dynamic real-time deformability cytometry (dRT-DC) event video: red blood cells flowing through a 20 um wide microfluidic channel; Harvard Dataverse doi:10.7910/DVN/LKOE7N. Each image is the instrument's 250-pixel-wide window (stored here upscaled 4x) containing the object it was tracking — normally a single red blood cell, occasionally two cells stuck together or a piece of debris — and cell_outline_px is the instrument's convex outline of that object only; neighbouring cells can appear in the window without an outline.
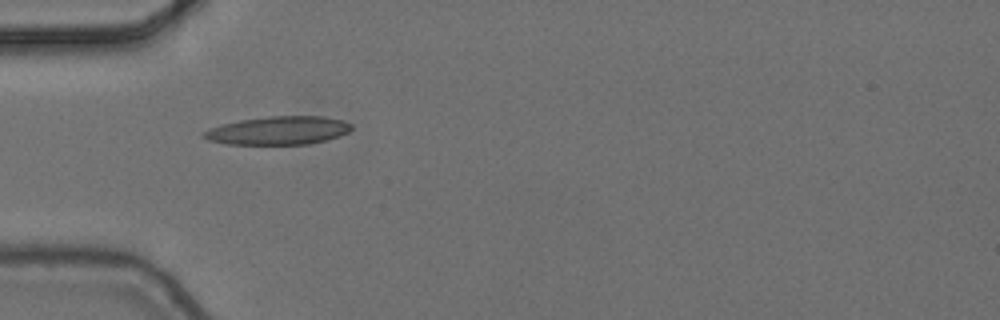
{"species": "common noctule bat (a hibernating species)", "species_latin": "Nyctalus noctula", "temperature_condition": "cold", "stored_images_in_passage": 4, "camera_frame_rate_fps": 3000, "um_per_image_px": 0.085, "animal": {"sex": "female", "body_mass_g": 24.6, "forearm_length_mm": 56.2}, "frame": {"image": 1, "passage_image": 4, "time_ms": 1.0, "image_size_px": [1000, 320], "cell_outline_px": [[352, 128], [348, 132], [340, 136], [308, 144], [228, 144], [208, 140], [200, 136], [204, 132], [212, 128], [224, 124], [240, 120], [268, 116], [324, 116], [344, 120], [352, 124]], "centroid_in_image_um": [23.7, 11.09], "position_along_channel_um": 61.3, "area_um2": 24.28}}